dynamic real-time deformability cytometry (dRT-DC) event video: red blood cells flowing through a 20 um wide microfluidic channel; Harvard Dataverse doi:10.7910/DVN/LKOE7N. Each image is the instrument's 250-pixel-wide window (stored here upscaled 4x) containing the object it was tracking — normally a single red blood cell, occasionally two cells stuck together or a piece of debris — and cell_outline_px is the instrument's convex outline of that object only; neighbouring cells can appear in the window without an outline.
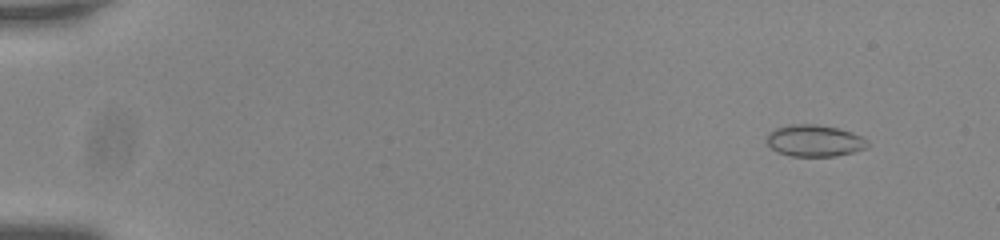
{"species": "common noctule bat (a hibernating species)", "species_latin": "Nyctalus noctula", "temperature_condition": "room temperature", "stored_images_in_passage": 57, "camera_frame_rate_fps": 3000, "um_per_image_px": 0.085, "animal": {"sex": "male", "body_mass_g": 20.0, "forearm_length_mm": 53.3}, "frame": {"image": 1, "passage_image": 6, "time_ms": 1.667, "image_size_px": [1000, 240], "cell_outline_px": [[868, 148], [836, 156], [788, 156], [776, 152], [768, 144], [768, 132], [776, 128], [788, 124], [816, 124], [840, 128], [852, 132], [868, 140]], "centroid_in_image_um": [69.24, 11.95], "position_along_channel_um": 15.8, "area_um2": 18.79}}
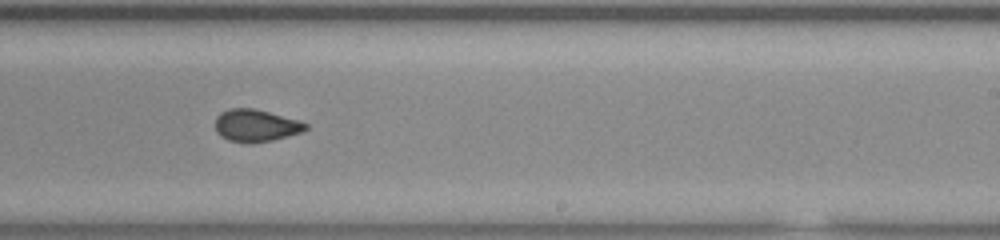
{"frame": {"image": 2, "passage_image": 37, "time_ms": 12.0, "image_size_px": [1000, 240], "cell_outline_px": [[308, 128], [300, 132], [288, 136], [272, 140], [252, 144], [248, 144], [228, 140], [220, 136], [216, 132], [216, 116], [220, 112], [228, 108], [252, 108], [300, 120], [308, 124]], "centroid_in_image_um": [21.73, 10.68], "position_along_channel_um": 267.3, "area_um2": 17.17}}
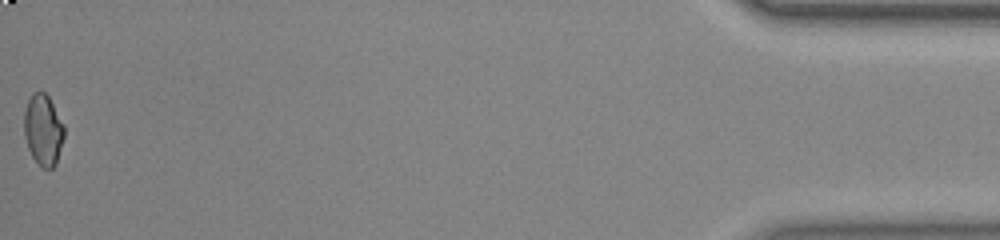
{"frame": {"image": 3, "passage_image": 57, "time_ms": 18.667, "image_size_px": [1000, 240], "cell_outline_px": [[64, 136], [56, 164], [52, 168], [40, 168], [32, 156], [28, 148], [24, 136], [24, 112], [28, 100], [32, 92], [44, 92], [48, 96], [64, 124]], "centroid_in_image_um": [3.66, 11.05], "position_along_channel_um": 431.5, "area_um2": 16.65}, "authors_computed_cell_mechanics": {"area_um2": 17.5712, "velocity_mm_per_s": 3.7676, "shape_relaxation_time_tau1_ms": 10.3087, "shape_relaxation_time_tau2_ms": 1.6083, "deformation_change_tau1": 0.1505, "deformation_change_tau2": 0.054}}